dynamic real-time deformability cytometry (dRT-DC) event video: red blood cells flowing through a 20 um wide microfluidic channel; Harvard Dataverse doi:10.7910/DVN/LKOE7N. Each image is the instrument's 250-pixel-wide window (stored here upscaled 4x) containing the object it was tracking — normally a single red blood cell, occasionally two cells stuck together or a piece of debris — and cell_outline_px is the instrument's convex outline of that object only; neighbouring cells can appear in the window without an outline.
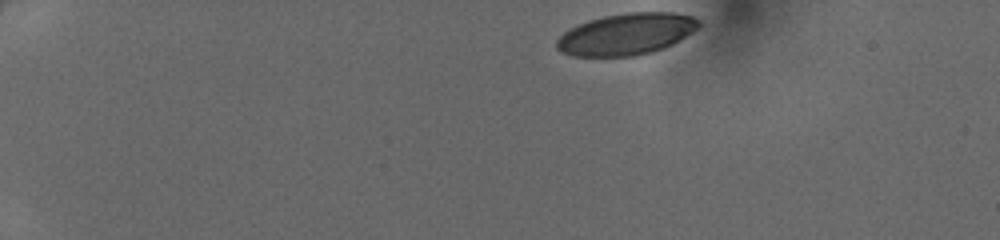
{"species": "human", "species_latin": "Homo sapiens", "temperature_condition": "cold", "stored_images_in_passage": 40, "camera_frame_rate_fps": 3000, "um_per_image_px": 0.085, "donor": {"sex": "female"}, "frame": {"image": 1, "passage_image": 1, "time_ms": 0.0, "image_size_px": [1000, 240], "cell_outline_px": [[700, 24], [692, 32], [680, 40], [664, 48], [652, 52], [636, 56], [572, 56], [560, 52], [556, 48], [556, 40], [568, 28], [588, 20], [604, 16], [624, 12], [672, 12], [692, 16], [700, 20]], "centroid_in_image_um": [53.21, 2.9], "position_along_channel_um": 31.8, "area_um2": 34.68}}
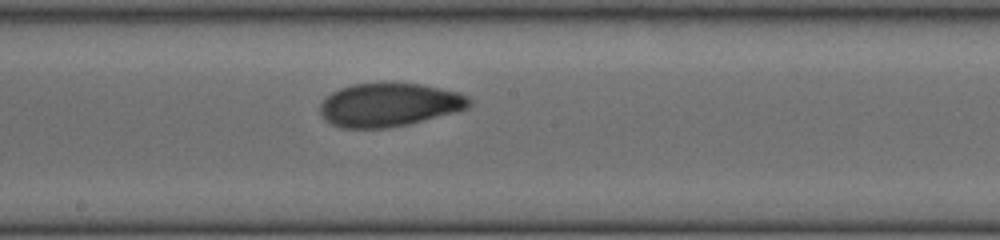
{"frame": {"image": 2, "passage_image": 21, "time_ms": 6.667, "image_size_px": [1000, 240], "cell_outline_px": [[472, 104], [468, 108], [456, 112], [408, 124], [388, 128], [340, 128], [324, 120], [320, 116], [320, 104], [332, 92], [340, 88], [352, 84], [420, 84], [440, 88], [456, 92], [468, 96], [472, 100]], "centroid_in_image_um": [33.07, 8.93], "position_along_channel_um": 215.1, "area_um2": 37.63}}
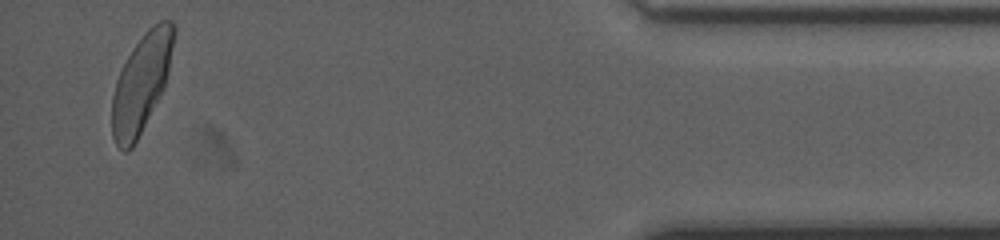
{"frame": {"image": 3, "passage_image": 39, "time_ms": 12.667, "image_size_px": [1000, 240], "cell_outline_px": [[176, 32], [168, 72], [164, 88], [160, 96], [132, 148], [128, 152], [124, 152], [116, 144], [112, 136], [112, 96], [116, 80], [132, 48], [144, 32], [148, 28], [160, 20], [172, 20], [176, 28]], "centroid_in_image_um": [12.02, 7.03], "position_along_channel_um": 423.2, "area_um2": 35.2}}